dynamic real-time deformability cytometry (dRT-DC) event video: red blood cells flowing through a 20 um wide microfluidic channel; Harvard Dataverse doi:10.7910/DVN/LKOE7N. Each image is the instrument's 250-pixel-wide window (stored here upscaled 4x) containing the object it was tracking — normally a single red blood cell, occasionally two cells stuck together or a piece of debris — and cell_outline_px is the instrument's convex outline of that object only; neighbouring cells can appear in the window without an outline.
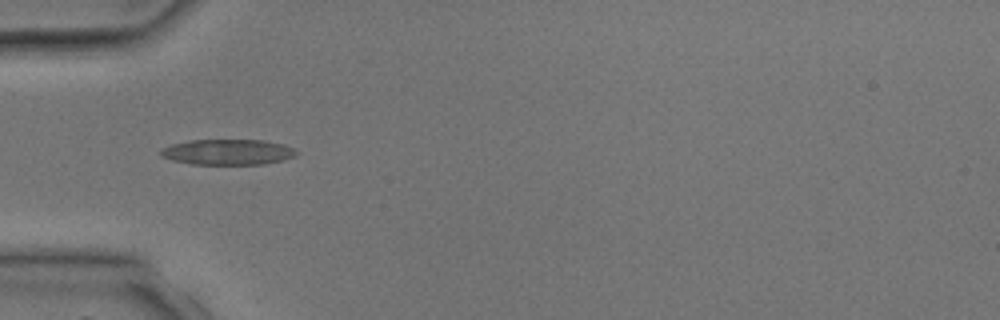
{"species": "common noctule bat (a hibernating species)", "species_latin": "Nyctalus noctula", "temperature_condition": "room temperature", "stored_images_in_passage": 3, "camera_frame_rate_fps": 3000, "um_per_image_px": 0.085, "animal": {"sex": "male", "body_mass_g": 17.9, "forearm_length_mm": 54.2}, "frame": {"image": 1, "passage_image": 2, "time_ms": 1.333, "image_size_px": [1000, 320], "cell_outline_px": [[300, 152], [296, 156], [284, 160], [264, 164], [192, 164], [172, 160], [160, 156], [160, 148], [172, 144], [188, 140], [264, 140], [284, 144]], "centroid_in_image_um": [19.37, 12.92], "position_along_channel_um": 65.6, "area_um2": 20.4}}